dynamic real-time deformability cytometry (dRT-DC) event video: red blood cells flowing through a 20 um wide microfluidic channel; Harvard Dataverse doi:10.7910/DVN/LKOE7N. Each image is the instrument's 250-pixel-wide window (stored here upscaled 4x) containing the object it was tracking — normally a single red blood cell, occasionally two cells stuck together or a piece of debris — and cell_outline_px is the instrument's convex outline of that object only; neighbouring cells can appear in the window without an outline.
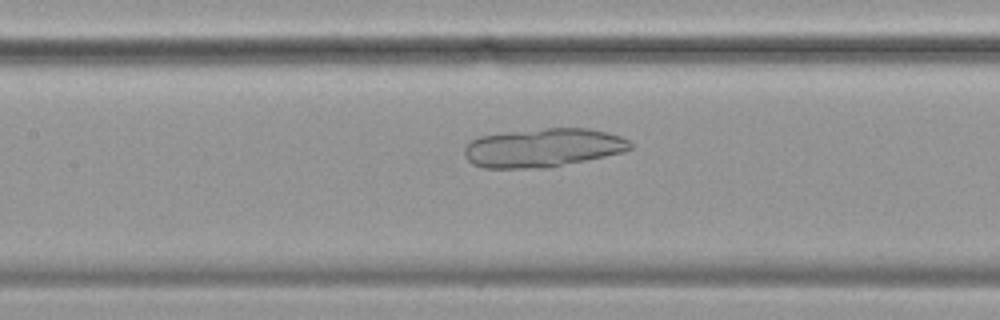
{"species": "common noctule bat (a hibernating species)", "species_latin": "Nyctalus noctula", "temperature_condition": "cold", "stored_images_in_passage": 53, "camera_frame_rate_fps": 3000, "um_per_image_px": 0.085, "animal": {"sex": "female", "body_mass_g": 19.9}, "frame": {"image": 1, "passage_image": 26, "time_ms": 8.333, "image_size_px": [1000, 320], "cell_outline_px": [[632, 148], [624, 152], [544, 168], [484, 168], [472, 164], [464, 156], [464, 148], [472, 140], [480, 136], [508, 132], [544, 128], [588, 128], [608, 132], [620, 136], [628, 140], [632, 144]], "centroid_in_image_um": [46.14, 12.55], "position_along_channel_um": 161.3, "area_um2": 37.22}}
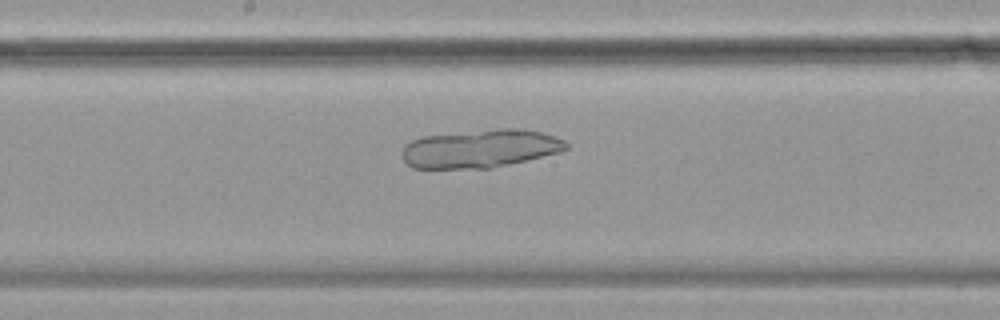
{"frame": {"image": 2, "passage_image": 30, "time_ms": 9.667, "image_size_px": [1000, 320], "cell_outline_px": [[568, 148], [560, 152], [492, 168], [412, 168], [404, 160], [404, 144], [412, 140], [424, 136], [496, 128], [520, 128], [544, 132], [556, 136], [564, 140], [568, 144]], "centroid_in_image_um": [40.87, 12.62], "position_along_channel_um": 207.3, "area_um2": 36.59}}